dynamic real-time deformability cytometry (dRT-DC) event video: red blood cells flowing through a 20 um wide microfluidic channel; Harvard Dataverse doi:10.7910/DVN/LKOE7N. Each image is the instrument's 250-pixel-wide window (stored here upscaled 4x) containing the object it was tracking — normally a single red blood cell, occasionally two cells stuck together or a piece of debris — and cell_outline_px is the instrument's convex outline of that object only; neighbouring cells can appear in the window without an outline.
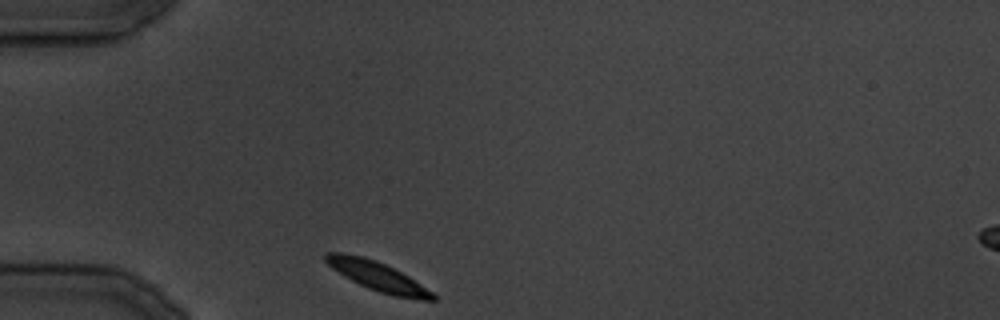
{"species": "common noctule bat (a hibernating species)", "species_latin": "Nyctalus noctula", "temperature_condition": "cold", "stored_images_in_passage": 22, "camera_frame_rate_fps": 3000, "um_per_image_px": 0.085, "animal": {"sex": "male", "body_mass_g": 19.5, "forearm_length_mm": 54.6}, "frame": {"image": 1, "passage_image": 1, "time_ms": 0.0, "image_size_px": [1000, 320], "cell_outline_px": [[436, 300], [420, 300], [396, 296], [380, 292], [368, 288], [344, 276], [332, 268], [324, 260], [324, 256], [328, 252], [344, 252], [364, 256], [376, 260], [408, 276], [432, 292], [436, 296]], "centroid_in_image_um": [32.06, 23.46], "position_along_channel_um": 52.9, "area_um2": 17.98}}
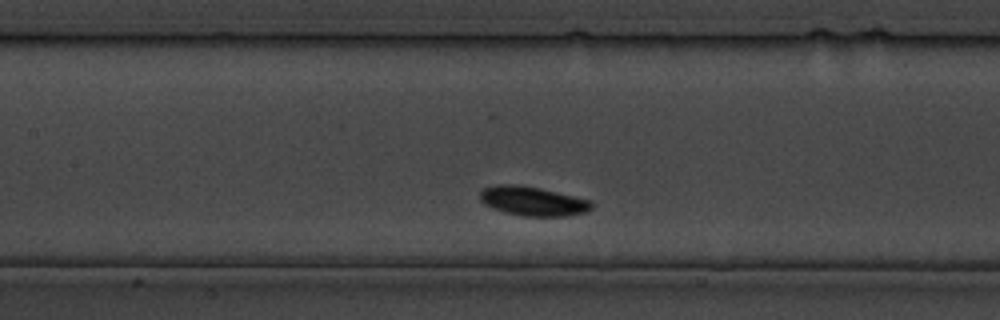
{"frame": {"image": 2, "passage_image": 8, "time_ms": 8.667, "image_size_px": [1000, 320], "cell_outline_px": [[592, 208], [588, 212], [568, 216], [524, 216], [504, 212], [492, 208], [484, 204], [480, 200], [480, 192], [484, 188], [496, 184], [516, 184], [540, 188], [592, 200]], "centroid_in_image_um": [45.3, 17.1], "position_along_channel_um": 162.1, "area_um2": 19.19}}
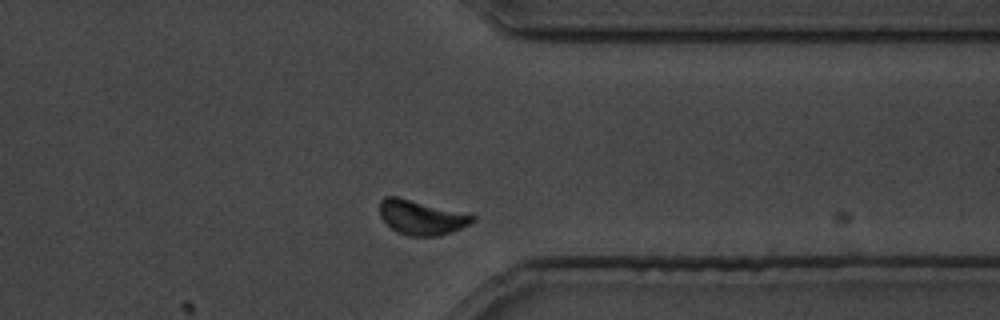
{"frame": {"image": 3, "passage_image": 20, "time_ms": 23.333, "image_size_px": [1000, 320], "cell_outline_px": [[476, 220], [452, 232], [436, 236], [408, 236], [396, 232], [380, 216], [380, 200], [384, 196], [396, 196], [472, 212], [476, 216]], "centroid_in_image_um": [35.89, 18.45], "position_along_channel_um": 375.5, "area_um2": 19.25}}